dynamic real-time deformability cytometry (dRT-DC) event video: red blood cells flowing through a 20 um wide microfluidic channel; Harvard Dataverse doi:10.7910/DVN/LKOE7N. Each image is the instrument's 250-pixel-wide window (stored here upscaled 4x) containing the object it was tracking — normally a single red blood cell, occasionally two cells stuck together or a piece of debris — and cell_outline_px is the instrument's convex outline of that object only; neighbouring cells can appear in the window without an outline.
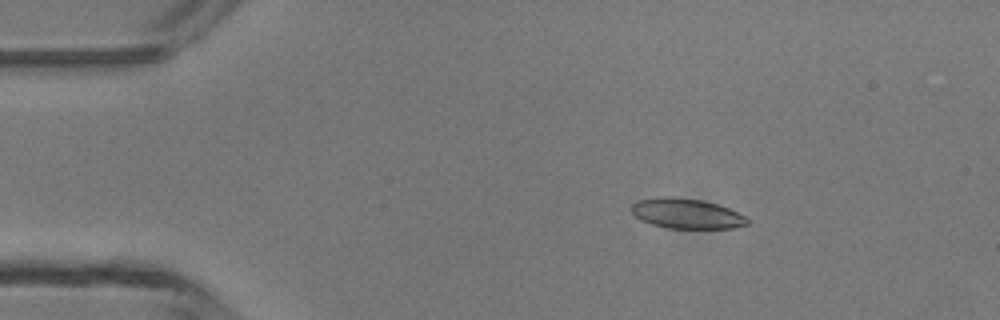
{"species": "common noctule bat (a hibernating species)", "species_latin": "Nyctalus noctula", "temperature_condition": "room temperature", "stored_images_in_passage": 5, "camera_frame_rate_fps": 3000, "um_per_image_px": 0.085, "animal": {"sex": "male", "body_mass_g": 13.3}, "frame": {"image": 1, "passage_image": 3, "time_ms": 2.333, "image_size_px": [1000, 320], "cell_outline_px": [[748, 224], [732, 228], [668, 228], [652, 224], [640, 220], [632, 212], [632, 204], [636, 200], [664, 196], [672, 196], [700, 200], [716, 204], [728, 208], [744, 216], [748, 220]], "centroid_in_image_um": [58.32, 18.15], "position_along_channel_um": 26.7, "area_um2": 20.11}}
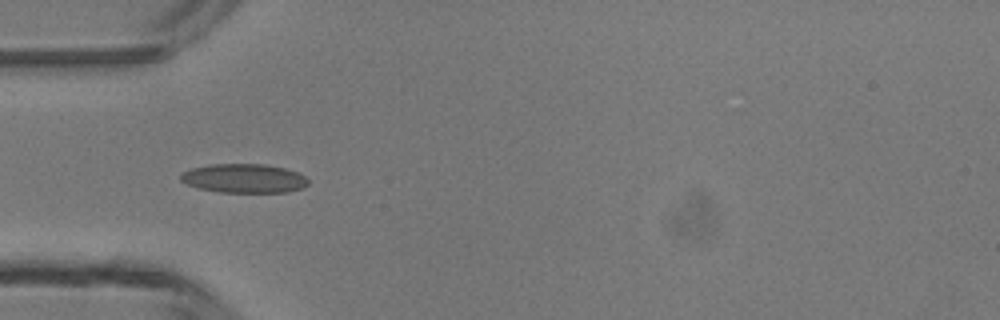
{"frame": {"image": 2, "passage_image": 5, "time_ms": 4.667, "image_size_px": [1000, 320], "cell_outline_px": [[308, 184], [304, 188], [288, 192], [220, 192], [200, 188], [188, 184], [180, 180], [180, 176], [184, 172], [192, 168], [212, 164], [264, 164], [284, 168], [296, 172], [304, 176], [308, 180]], "centroid_in_image_um": [20.77, 15.16], "position_along_channel_um": 64.2, "area_um2": 21.39}}